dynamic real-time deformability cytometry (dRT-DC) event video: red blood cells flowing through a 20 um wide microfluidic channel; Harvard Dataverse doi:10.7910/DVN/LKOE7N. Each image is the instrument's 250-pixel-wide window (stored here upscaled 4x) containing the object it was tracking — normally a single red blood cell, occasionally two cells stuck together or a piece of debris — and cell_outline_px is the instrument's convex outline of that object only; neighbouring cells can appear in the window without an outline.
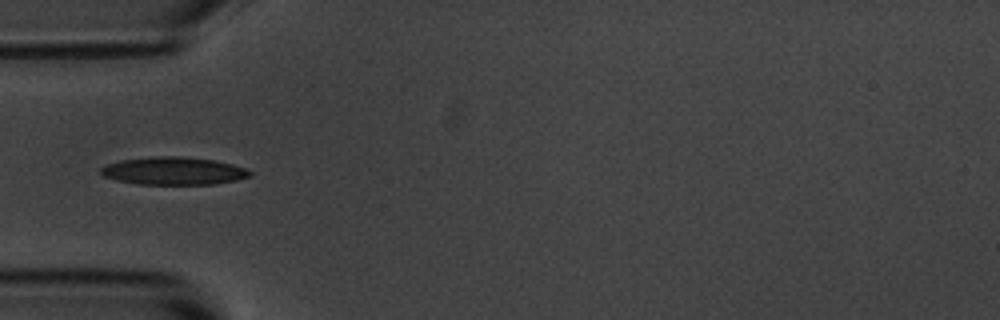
{"species": "common noctule bat (a hibernating species)", "species_latin": "Nyctalus noctula", "temperature_condition": "room temperature", "stored_images_in_passage": 6, "camera_frame_rate_fps": 3000, "um_per_image_px": 0.085, "animal": {"sex": "male", "body_mass_g": 20.1, "forearm_length_mm": 53.5}, "frame": {"image": 1, "passage_image": 4, "time_ms": 3.667, "image_size_px": [1000, 320], "cell_outline_px": [[252, 176], [236, 180], [216, 184], [136, 184], [116, 180], [104, 176], [100, 172], [100, 168], [108, 164], [120, 160], [156, 156], [180, 156], [212, 160], [232, 164], [244, 168], [252, 172]], "centroid_in_image_um": [14.75, 14.53], "position_along_channel_um": 70.3, "area_um2": 24.04}}
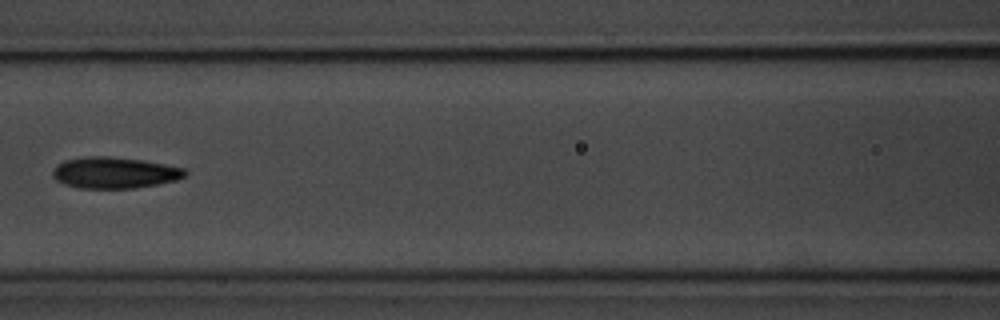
{"frame": {"image": 2, "passage_image": 6, "time_ms": 6.0, "image_size_px": [1000, 320], "cell_outline_px": [[188, 176], [176, 180], [136, 188], [76, 188], [64, 184], [56, 180], [52, 176], [52, 172], [56, 164], [64, 160], [88, 156], [108, 156], [144, 160], [184, 168], [188, 172]], "centroid_in_image_um": [9.72, 14.68], "position_along_channel_um": 156.9, "area_um2": 24.33}}